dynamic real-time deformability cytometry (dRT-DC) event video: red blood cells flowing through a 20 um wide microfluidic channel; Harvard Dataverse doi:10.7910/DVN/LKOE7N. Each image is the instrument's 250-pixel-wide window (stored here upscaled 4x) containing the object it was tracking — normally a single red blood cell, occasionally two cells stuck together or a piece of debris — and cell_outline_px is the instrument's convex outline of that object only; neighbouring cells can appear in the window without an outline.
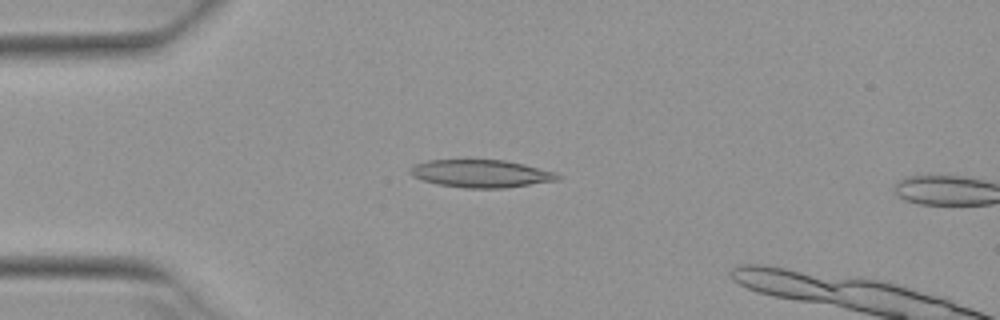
{"species": "Egyptian fruit bat (a non-hibernating species)", "species_latin": "Rousettus aegyptiacus", "temperature_condition": "warm", "stored_images_in_passage": 4, "camera_frame_rate_fps": 3000, "um_per_image_px": 0.085, "animal": {"sex": "female"}, "frame": {"image": 1, "passage_image": 3, "time_ms": 0.667, "image_size_px": [1000, 320], "cell_outline_px": [[560, 180], [504, 188], [464, 188], [436, 184], [412, 176], [408, 172], [408, 168], [416, 164], [428, 160], [504, 160], [524, 164], [556, 172], [560, 176]], "centroid_in_image_um": [40.88, 14.76], "position_along_channel_um": 44.1, "area_um2": 23.87}}